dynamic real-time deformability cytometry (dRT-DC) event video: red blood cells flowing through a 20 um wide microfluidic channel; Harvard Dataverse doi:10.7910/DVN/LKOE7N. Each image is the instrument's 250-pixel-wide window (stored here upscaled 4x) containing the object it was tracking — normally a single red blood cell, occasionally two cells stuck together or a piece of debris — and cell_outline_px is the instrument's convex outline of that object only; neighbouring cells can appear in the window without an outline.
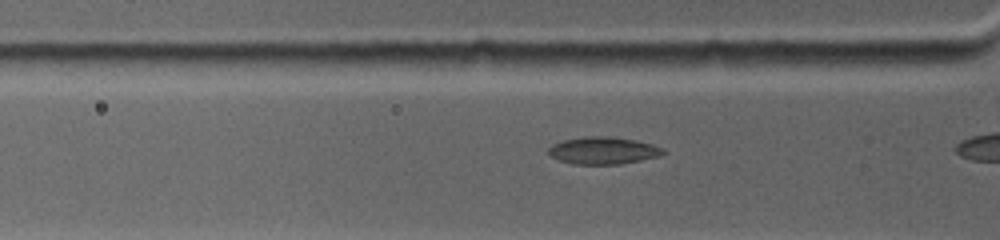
{"species": "common noctule bat (a hibernating species)", "species_latin": "Nyctalus noctula", "temperature_condition": "warm", "stored_images_in_passage": 6, "camera_frame_rate_fps": 4500, "um_per_image_px": 0.085, "animal": {"sex": "female", "body_mass_g": 19.0, "forearm_length_mm": 53.3}, "frame": {"image": 1, "passage_image": 5, "time_ms": 1.333, "image_size_px": [1000, 240], "cell_outline_px": [[668, 152], [660, 156], [620, 164], [572, 164], [560, 160], [552, 156], [548, 152], [548, 148], [552, 144], [564, 140], [584, 136], [616, 136], [636, 140], [652, 144], [664, 148]], "centroid_in_image_um": [51.31, 12.78], "position_along_channel_um": 74.5, "area_um2": 18.38}}